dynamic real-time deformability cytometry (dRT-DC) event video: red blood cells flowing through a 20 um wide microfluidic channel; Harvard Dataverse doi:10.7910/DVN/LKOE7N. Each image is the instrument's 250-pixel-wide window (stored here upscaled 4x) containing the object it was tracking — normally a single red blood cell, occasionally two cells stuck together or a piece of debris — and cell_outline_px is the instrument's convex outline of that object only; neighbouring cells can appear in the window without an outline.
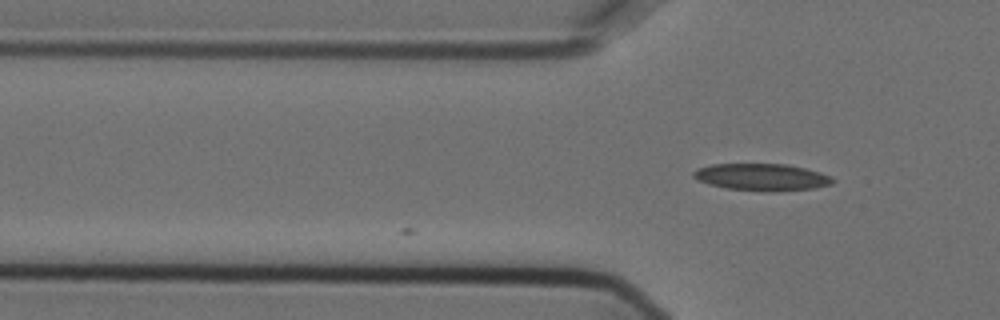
{"species": "Egyptian fruit bat (a non-hibernating species)", "species_latin": "Rousettus aegyptiacus", "temperature_condition": "cold", "stored_images_in_passage": 2, "camera_frame_rate_fps": 3000, "um_per_image_px": 0.085, "animal": {"sex": "female"}, "frame": {"image": 1, "passage_image": 2, "time_ms": 0.333, "image_size_px": [1000, 320], "cell_outline_px": [[836, 180], [832, 184], [816, 188], [772, 192], [728, 188], [708, 184], [692, 176], [692, 172], [696, 168], [712, 164], [788, 164], [820, 172], [832, 176]], "centroid_in_image_um": [64.79, 15.05], "position_along_channel_um": 61.0, "area_um2": 22.02}}